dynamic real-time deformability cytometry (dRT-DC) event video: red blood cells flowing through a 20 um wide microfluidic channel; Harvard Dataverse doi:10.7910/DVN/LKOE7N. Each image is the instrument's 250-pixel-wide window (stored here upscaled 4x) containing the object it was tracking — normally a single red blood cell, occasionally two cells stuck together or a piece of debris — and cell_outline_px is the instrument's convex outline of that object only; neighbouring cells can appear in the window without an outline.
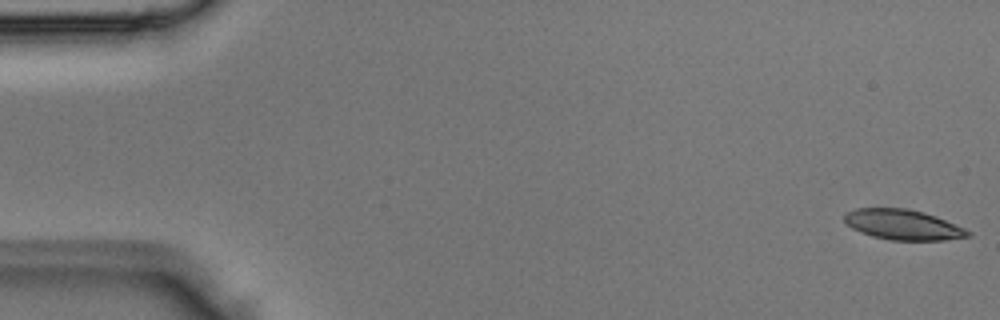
{"species": "Egyptian fruit bat (a non-hibernating species)", "species_latin": "Rousettus aegyptiacus", "temperature_condition": "room temperature", "stored_images_in_passage": 4, "segment_of_instrument_passage": [2, 2], "camera_frame_rate_fps": 3000, "um_per_image_px": 0.085, "animal": {"sex": "male"}, "frame": {"image": 1, "passage_image": 4, "time_ms": 1.0, "image_size_px": [1000, 320], "cell_outline_px": [[972, 236], [944, 240], [892, 240], [872, 236], [860, 232], [852, 228], [844, 220], [844, 212], [856, 208], [904, 208], [924, 212], [936, 216], [964, 228], [972, 232]], "centroid_in_image_um": [76.75, 19.09], "position_along_channel_um": 8.3, "area_um2": 21.79}}